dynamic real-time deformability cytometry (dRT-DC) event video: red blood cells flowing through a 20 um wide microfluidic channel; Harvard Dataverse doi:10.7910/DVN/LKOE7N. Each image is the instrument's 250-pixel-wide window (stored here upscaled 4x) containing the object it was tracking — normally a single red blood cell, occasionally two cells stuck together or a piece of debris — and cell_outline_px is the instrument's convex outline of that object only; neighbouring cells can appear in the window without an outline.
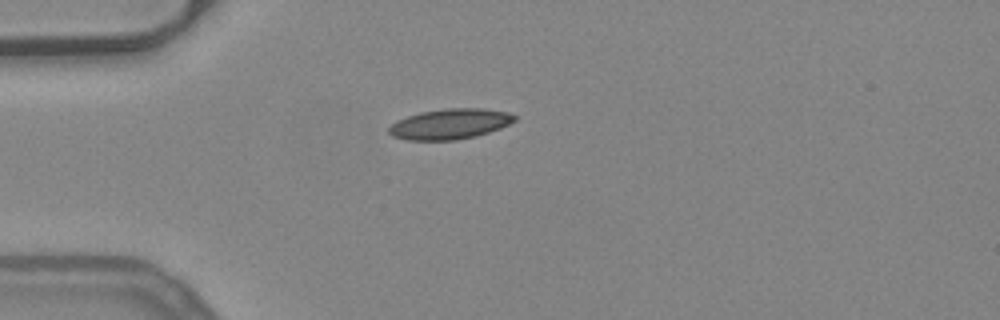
{"species": "common noctule bat (a hibernating species)", "species_latin": "Nyctalus noctula", "temperature_condition": "warm", "stored_images_in_passage": 33, "camera_frame_rate_fps": 3000, "um_per_image_px": 0.085, "animal": {"sex": "female", "body_mass_g": 24.6, "forearm_length_mm": 56.2}, "frame": {"image": 1, "passage_image": 1, "time_ms": 0.0, "image_size_px": [1000, 320], "cell_outline_px": [[516, 120], [500, 128], [476, 136], [456, 140], [408, 140], [392, 136], [388, 132], [388, 128], [396, 120], [420, 112], [448, 108], [484, 108], [508, 112], [516, 116]], "centroid_in_image_um": [38.24, 10.53], "position_along_channel_um": 46.8, "area_um2": 22.25}}
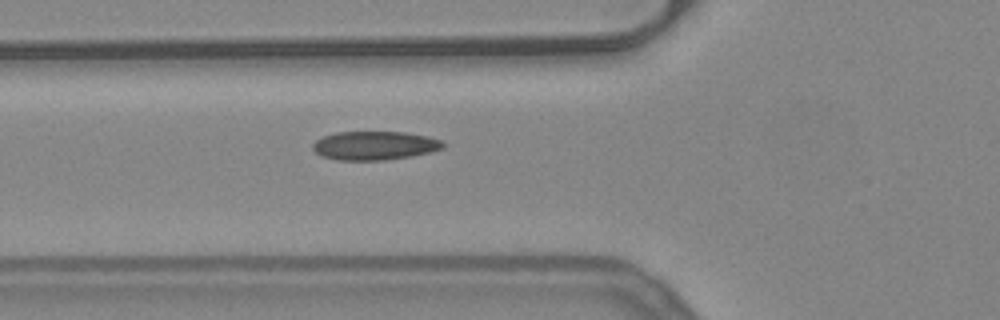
{"frame": {"image": 2, "passage_image": 6, "time_ms": 1.667, "image_size_px": [1000, 320], "cell_outline_px": [[444, 148], [432, 152], [412, 156], [384, 160], [336, 160], [320, 156], [312, 148], [312, 144], [316, 140], [324, 136], [336, 132], [404, 132], [428, 136], [444, 140]], "centroid_in_image_um": [31.87, 12.37], "position_along_channel_um": 93.9, "area_um2": 22.02}}
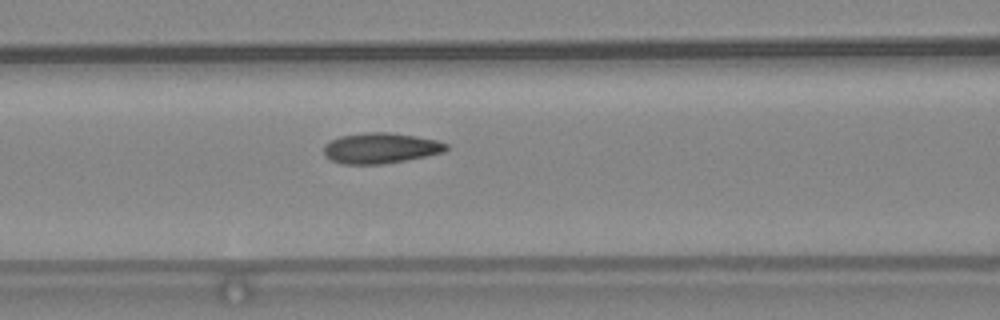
{"frame": {"image": 3, "passage_image": 9, "time_ms": 2.667, "image_size_px": [1000, 320], "cell_outline_px": [[448, 148], [444, 152], [384, 164], [344, 164], [332, 160], [324, 156], [324, 144], [340, 136], [368, 132], [388, 132], [416, 136], [436, 140], [448, 144]], "centroid_in_image_um": [32.34, 12.59], "position_along_channel_um": 134.3, "area_um2": 21.68}, "authors_computed_cell_mechanics": {"area_um2": 21.2126, "velocity_mm_per_s": 3.9443, "shape_relaxation_time_tau1_ms": 7.6393, "shape_relaxation_time_tau2_ms": 1.2441, "deformation_change_tau1": 0.187, "deformation_change_tau2": 0.0642}}